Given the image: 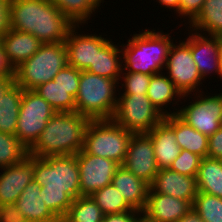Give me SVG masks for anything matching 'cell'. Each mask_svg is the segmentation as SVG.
Wrapping results in <instances>:
<instances>
[{"label": "cell", "mask_w": 222, "mask_h": 222, "mask_svg": "<svg viewBox=\"0 0 222 222\" xmlns=\"http://www.w3.org/2000/svg\"><path fill=\"white\" fill-rule=\"evenodd\" d=\"M111 184L123 195L126 202L133 208L143 211L147 201L150 186L120 165Z\"/></svg>", "instance_id": "22"}, {"label": "cell", "mask_w": 222, "mask_h": 222, "mask_svg": "<svg viewBox=\"0 0 222 222\" xmlns=\"http://www.w3.org/2000/svg\"><path fill=\"white\" fill-rule=\"evenodd\" d=\"M52 2L73 24L87 23L91 14L104 0H49Z\"/></svg>", "instance_id": "30"}, {"label": "cell", "mask_w": 222, "mask_h": 222, "mask_svg": "<svg viewBox=\"0 0 222 222\" xmlns=\"http://www.w3.org/2000/svg\"><path fill=\"white\" fill-rule=\"evenodd\" d=\"M79 25H74L68 32L65 40L67 63L78 70H86L94 63L96 53L110 40L95 34H78ZM77 33V34H76Z\"/></svg>", "instance_id": "14"}, {"label": "cell", "mask_w": 222, "mask_h": 222, "mask_svg": "<svg viewBox=\"0 0 222 222\" xmlns=\"http://www.w3.org/2000/svg\"><path fill=\"white\" fill-rule=\"evenodd\" d=\"M55 113V109L34 90H23L15 136L29 149Z\"/></svg>", "instance_id": "9"}, {"label": "cell", "mask_w": 222, "mask_h": 222, "mask_svg": "<svg viewBox=\"0 0 222 222\" xmlns=\"http://www.w3.org/2000/svg\"><path fill=\"white\" fill-rule=\"evenodd\" d=\"M10 28L34 35L42 43L65 42L73 24L49 0H10Z\"/></svg>", "instance_id": "2"}, {"label": "cell", "mask_w": 222, "mask_h": 222, "mask_svg": "<svg viewBox=\"0 0 222 222\" xmlns=\"http://www.w3.org/2000/svg\"><path fill=\"white\" fill-rule=\"evenodd\" d=\"M6 57L12 67L17 68L22 62L36 53L42 42L34 35L13 29L0 38Z\"/></svg>", "instance_id": "19"}, {"label": "cell", "mask_w": 222, "mask_h": 222, "mask_svg": "<svg viewBox=\"0 0 222 222\" xmlns=\"http://www.w3.org/2000/svg\"><path fill=\"white\" fill-rule=\"evenodd\" d=\"M154 148V155L159 169H169L180 154L174 130L162 120L147 133Z\"/></svg>", "instance_id": "21"}, {"label": "cell", "mask_w": 222, "mask_h": 222, "mask_svg": "<svg viewBox=\"0 0 222 222\" xmlns=\"http://www.w3.org/2000/svg\"><path fill=\"white\" fill-rule=\"evenodd\" d=\"M136 222H156L150 218H148L145 214L142 212L139 214Z\"/></svg>", "instance_id": "47"}, {"label": "cell", "mask_w": 222, "mask_h": 222, "mask_svg": "<svg viewBox=\"0 0 222 222\" xmlns=\"http://www.w3.org/2000/svg\"><path fill=\"white\" fill-rule=\"evenodd\" d=\"M42 186L34 180L29 183L15 202L16 207L28 222H61L45 206L40 196Z\"/></svg>", "instance_id": "20"}, {"label": "cell", "mask_w": 222, "mask_h": 222, "mask_svg": "<svg viewBox=\"0 0 222 222\" xmlns=\"http://www.w3.org/2000/svg\"><path fill=\"white\" fill-rule=\"evenodd\" d=\"M215 37L217 38L220 47H222V31H220L219 33H217V34L215 35Z\"/></svg>", "instance_id": "49"}, {"label": "cell", "mask_w": 222, "mask_h": 222, "mask_svg": "<svg viewBox=\"0 0 222 222\" xmlns=\"http://www.w3.org/2000/svg\"><path fill=\"white\" fill-rule=\"evenodd\" d=\"M9 3L10 0H0V38L10 29Z\"/></svg>", "instance_id": "42"}, {"label": "cell", "mask_w": 222, "mask_h": 222, "mask_svg": "<svg viewBox=\"0 0 222 222\" xmlns=\"http://www.w3.org/2000/svg\"><path fill=\"white\" fill-rule=\"evenodd\" d=\"M198 93L195 101L189 102L188 106L180 107V110L175 109V112L187 125L209 137L221 127L222 93L205 97H202L204 95L201 92Z\"/></svg>", "instance_id": "11"}, {"label": "cell", "mask_w": 222, "mask_h": 222, "mask_svg": "<svg viewBox=\"0 0 222 222\" xmlns=\"http://www.w3.org/2000/svg\"><path fill=\"white\" fill-rule=\"evenodd\" d=\"M103 217L104 213L91 196H79L61 222H102Z\"/></svg>", "instance_id": "31"}, {"label": "cell", "mask_w": 222, "mask_h": 222, "mask_svg": "<svg viewBox=\"0 0 222 222\" xmlns=\"http://www.w3.org/2000/svg\"><path fill=\"white\" fill-rule=\"evenodd\" d=\"M122 77L123 83L121 86L124 87V91L122 94H147L148 86L151 80L152 75H147L143 73H123L122 70ZM124 76V77H123Z\"/></svg>", "instance_id": "36"}, {"label": "cell", "mask_w": 222, "mask_h": 222, "mask_svg": "<svg viewBox=\"0 0 222 222\" xmlns=\"http://www.w3.org/2000/svg\"><path fill=\"white\" fill-rule=\"evenodd\" d=\"M23 89L14 83L0 99V132L16 134Z\"/></svg>", "instance_id": "27"}, {"label": "cell", "mask_w": 222, "mask_h": 222, "mask_svg": "<svg viewBox=\"0 0 222 222\" xmlns=\"http://www.w3.org/2000/svg\"><path fill=\"white\" fill-rule=\"evenodd\" d=\"M205 0H180L179 15L188 17V23H190L201 11Z\"/></svg>", "instance_id": "38"}, {"label": "cell", "mask_w": 222, "mask_h": 222, "mask_svg": "<svg viewBox=\"0 0 222 222\" xmlns=\"http://www.w3.org/2000/svg\"><path fill=\"white\" fill-rule=\"evenodd\" d=\"M132 134L113 119L90 120L85 131L83 150L122 165Z\"/></svg>", "instance_id": "7"}, {"label": "cell", "mask_w": 222, "mask_h": 222, "mask_svg": "<svg viewBox=\"0 0 222 222\" xmlns=\"http://www.w3.org/2000/svg\"><path fill=\"white\" fill-rule=\"evenodd\" d=\"M218 64L219 67H222V47H220L218 50Z\"/></svg>", "instance_id": "48"}, {"label": "cell", "mask_w": 222, "mask_h": 222, "mask_svg": "<svg viewBox=\"0 0 222 222\" xmlns=\"http://www.w3.org/2000/svg\"><path fill=\"white\" fill-rule=\"evenodd\" d=\"M43 97L56 112H75V98L58 82L51 80L33 89Z\"/></svg>", "instance_id": "29"}, {"label": "cell", "mask_w": 222, "mask_h": 222, "mask_svg": "<svg viewBox=\"0 0 222 222\" xmlns=\"http://www.w3.org/2000/svg\"><path fill=\"white\" fill-rule=\"evenodd\" d=\"M122 64V51L110 39V41L96 53L94 63H91L86 71L119 82L123 70Z\"/></svg>", "instance_id": "24"}, {"label": "cell", "mask_w": 222, "mask_h": 222, "mask_svg": "<svg viewBox=\"0 0 222 222\" xmlns=\"http://www.w3.org/2000/svg\"><path fill=\"white\" fill-rule=\"evenodd\" d=\"M80 75L81 70L67 64L55 75L53 80L58 82V84L65 88L69 94L76 98Z\"/></svg>", "instance_id": "37"}, {"label": "cell", "mask_w": 222, "mask_h": 222, "mask_svg": "<svg viewBox=\"0 0 222 222\" xmlns=\"http://www.w3.org/2000/svg\"><path fill=\"white\" fill-rule=\"evenodd\" d=\"M201 160L198 154L182 149L169 169L182 175L197 176Z\"/></svg>", "instance_id": "35"}, {"label": "cell", "mask_w": 222, "mask_h": 222, "mask_svg": "<svg viewBox=\"0 0 222 222\" xmlns=\"http://www.w3.org/2000/svg\"><path fill=\"white\" fill-rule=\"evenodd\" d=\"M207 157L222 160V127L208 137Z\"/></svg>", "instance_id": "40"}, {"label": "cell", "mask_w": 222, "mask_h": 222, "mask_svg": "<svg viewBox=\"0 0 222 222\" xmlns=\"http://www.w3.org/2000/svg\"><path fill=\"white\" fill-rule=\"evenodd\" d=\"M118 94L117 108L112 119L126 130L148 133L164 119L147 94Z\"/></svg>", "instance_id": "8"}, {"label": "cell", "mask_w": 222, "mask_h": 222, "mask_svg": "<svg viewBox=\"0 0 222 222\" xmlns=\"http://www.w3.org/2000/svg\"><path fill=\"white\" fill-rule=\"evenodd\" d=\"M15 69L9 63L3 47L0 45V76H14Z\"/></svg>", "instance_id": "43"}, {"label": "cell", "mask_w": 222, "mask_h": 222, "mask_svg": "<svg viewBox=\"0 0 222 222\" xmlns=\"http://www.w3.org/2000/svg\"><path fill=\"white\" fill-rule=\"evenodd\" d=\"M117 82L104 76L81 71L75 112L90 120L112 119L117 108Z\"/></svg>", "instance_id": "5"}, {"label": "cell", "mask_w": 222, "mask_h": 222, "mask_svg": "<svg viewBox=\"0 0 222 222\" xmlns=\"http://www.w3.org/2000/svg\"><path fill=\"white\" fill-rule=\"evenodd\" d=\"M28 149L14 135L0 132V168L21 162Z\"/></svg>", "instance_id": "33"}, {"label": "cell", "mask_w": 222, "mask_h": 222, "mask_svg": "<svg viewBox=\"0 0 222 222\" xmlns=\"http://www.w3.org/2000/svg\"><path fill=\"white\" fill-rule=\"evenodd\" d=\"M192 207L205 222H222V198L198 192Z\"/></svg>", "instance_id": "34"}, {"label": "cell", "mask_w": 222, "mask_h": 222, "mask_svg": "<svg viewBox=\"0 0 222 222\" xmlns=\"http://www.w3.org/2000/svg\"><path fill=\"white\" fill-rule=\"evenodd\" d=\"M33 179L42 186L45 206L62 221L73 200L81 196L77 154L34 156Z\"/></svg>", "instance_id": "1"}, {"label": "cell", "mask_w": 222, "mask_h": 222, "mask_svg": "<svg viewBox=\"0 0 222 222\" xmlns=\"http://www.w3.org/2000/svg\"><path fill=\"white\" fill-rule=\"evenodd\" d=\"M81 196H91L95 191L110 185L117 168V162L96 155L87 154L83 149L77 154Z\"/></svg>", "instance_id": "12"}, {"label": "cell", "mask_w": 222, "mask_h": 222, "mask_svg": "<svg viewBox=\"0 0 222 222\" xmlns=\"http://www.w3.org/2000/svg\"><path fill=\"white\" fill-rule=\"evenodd\" d=\"M132 174L149 186L158 173L153 142L147 133H133L122 164Z\"/></svg>", "instance_id": "13"}, {"label": "cell", "mask_w": 222, "mask_h": 222, "mask_svg": "<svg viewBox=\"0 0 222 222\" xmlns=\"http://www.w3.org/2000/svg\"><path fill=\"white\" fill-rule=\"evenodd\" d=\"M148 193L167 194L189 201L192 205L198 194L196 176H186L170 169H159Z\"/></svg>", "instance_id": "16"}, {"label": "cell", "mask_w": 222, "mask_h": 222, "mask_svg": "<svg viewBox=\"0 0 222 222\" xmlns=\"http://www.w3.org/2000/svg\"><path fill=\"white\" fill-rule=\"evenodd\" d=\"M158 3H160L162 6H165V8L168 7V9H173L176 11V14H179V4L180 0H157Z\"/></svg>", "instance_id": "46"}, {"label": "cell", "mask_w": 222, "mask_h": 222, "mask_svg": "<svg viewBox=\"0 0 222 222\" xmlns=\"http://www.w3.org/2000/svg\"><path fill=\"white\" fill-rule=\"evenodd\" d=\"M219 69H220V74H221V78L220 79H222V67H219Z\"/></svg>", "instance_id": "50"}, {"label": "cell", "mask_w": 222, "mask_h": 222, "mask_svg": "<svg viewBox=\"0 0 222 222\" xmlns=\"http://www.w3.org/2000/svg\"><path fill=\"white\" fill-rule=\"evenodd\" d=\"M0 205L15 204L34 175V156L27 155L21 162L1 168Z\"/></svg>", "instance_id": "15"}, {"label": "cell", "mask_w": 222, "mask_h": 222, "mask_svg": "<svg viewBox=\"0 0 222 222\" xmlns=\"http://www.w3.org/2000/svg\"><path fill=\"white\" fill-rule=\"evenodd\" d=\"M89 122L88 117L77 112H56L28 149V154L40 158L78 154L83 149Z\"/></svg>", "instance_id": "3"}, {"label": "cell", "mask_w": 222, "mask_h": 222, "mask_svg": "<svg viewBox=\"0 0 222 222\" xmlns=\"http://www.w3.org/2000/svg\"><path fill=\"white\" fill-rule=\"evenodd\" d=\"M191 208L189 201L167 194L148 193L142 213L156 222H177Z\"/></svg>", "instance_id": "17"}, {"label": "cell", "mask_w": 222, "mask_h": 222, "mask_svg": "<svg viewBox=\"0 0 222 222\" xmlns=\"http://www.w3.org/2000/svg\"><path fill=\"white\" fill-rule=\"evenodd\" d=\"M141 211L133 209L126 212L104 215L102 222H136Z\"/></svg>", "instance_id": "41"}, {"label": "cell", "mask_w": 222, "mask_h": 222, "mask_svg": "<svg viewBox=\"0 0 222 222\" xmlns=\"http://www.w3.org/2000/svg\"><path fill=\"white\" fill-rule=\"evenodd\" d=\"M172 44L167 58L166 67L167 77L175 84L183 97H188L191 92H201L199 85L202 84V77L197 69V65L191 53V35L178 43ZM198 90V91H197Z\"/></svg>", "instance_id": "10"}, {"label": "cell", "mask_w": 222, "mask_h": 222, "mask_svg": "<svg viewBox=\"0 0 222 222\" xmlns=\"http://www.w3.org/2000/svg\"><path fill=\"white\" fill-rule=\"evenodd\" d=\"M147 97L161 114L168 116L176 115V112H167L163 106H166L167 108L168 103L170 104L172 103V100L174 101L178 99V101H174L177 104V102L180 101V98H183V95L167 75L165 76L163 73H158L151 76Z\"/></svg>", "instance_id": "25"}, {"label": "cell", "mask_w": 222, "mask_h": 222, "mask_svg": "<svg viewBox=\"0 0 222 222\" xmlns=\"http://www.w3.org/2000/svg\"><path fill=\"white\" fill-rule=\"evenodd\" d=\"M177 222H205L193 207Z\"/></svg>", "instance_id": "45"}, {"label": "cell", "mask_w": 222, "mask_h": 222, "mask_svg": "<svg viewBox=\"0 0 222 222\" xmlns=\"http://www.w3.org/2000/svg\"><path fill=\"white\" fill-rule=\"evenodd\" d=\"M0 222H28L15 204L0 205Z\"/></svg>", "instance_id": "39"}, {"label": "cell", "mask_w": 222, "mask_h": 222, "mask_svg": "<svg viewBox=\"0 0 222 222\" xmlns=\"http://www.w3.org/2000/svg\"><path fill=\"white\" fill-rule=\"evenodd\" d=\"M67 64L65 42L42 43L36 53L15 68L14 81L23 90H33L53 80Z\"/></svg>", "instance_id": "6"}, {"label": "cell", "mask_w": 222, "mask_h": 222, "mask_svg": "<svg viewBox=\"0 0 222 222\" xmlns=\"http://www.w3.org/2000/svg\"><path fill=\"white\" fill-rule=\"evenodd\" d=\"M175 132L176 141L180 149L207 157L208 136L187 125L177 115L164 116L163 119Z\"/></svg>", "instance_id": "23"}, {"label": "cell", "mask_w": 222, "mask_h": 222, "mask_svg": "<svg viewBox=\"0 0 222 222\" xmlns=\"http://www.w3.org/2000/svg\"><path fill=\"white\" fill-rule=\"evenodd\" d=\"M14 83V76H0V99Z\"/></svg>", "instance_id": "44"}, {"label": "cell", "mask_w": 222, "mask_h": 222, "mask_svg": "<svg viewBox=\"0 0 222 222\" xmlns=\"http://www.w3.org/2000/svg\"><path fill=\"white\" fill-rule=\"evenodd\" d=\"M144 30L122 44L123 70L131 73L154 75L166 67L170 48L173 44L170 34L162 31Z\"/></svg>", "instance_id": "4"}, {"label": "cell", "mask_w": 222, "mask_h": 222, "mask_svg": "<svg viewBox=\"0 0 222 222\" xmlns=\"http://www.w3.org/2000/svg\"><path fill=\"white\" fill-rule=\"evenodd\" d=\"M91 197L104 215L133 210L120 191L112 184L95 191Z\"/></svg>", "instance_id": "32"}, {"label": "cell", "mask_w": 222, "mask_h": 222, "mask_svg": "<svg viewBox=\"0 0 222 222\" xmlns=\"http://www.w3.org/2000/svg\"><path fill=\"white\" fill-rule=\"evenodd\" d=\"M219 48L220 45L215 36H207V34L205 36L197 32L191 34L192 58L202 79H205L212 72H215L221 78L218 64Z\"/></svg>", "instance_id": "18"}, {"label": "cell", "mask_w": 222, "mask_h": 222, "mask_svg": "<svg viewBox=\"0 0 222 222\" xmlns=\"http://www.w3.org/2000/svg\"><path fill=\"white\" fill-rule=\"evenodd\" d=\"M196 181L198 192L222 198V160L202 158Z\"/></svg>", "instance_id": "26"}, {"label": "cell", "mask_w": 222, "mask_h": 222, "mask_svg": "<svg viewBox=\"0 0 222 222\" xmlns=\"http://www.w3.org/2000/svg\"><path fill=\"white\" fill-rule=\"evenodd\" d=\"M189 25L190 31H201L200 34L208 33V36H215L222 31V0H205L201 11Z\"/></svg>", "instance_id": "28"}]
</instances>
